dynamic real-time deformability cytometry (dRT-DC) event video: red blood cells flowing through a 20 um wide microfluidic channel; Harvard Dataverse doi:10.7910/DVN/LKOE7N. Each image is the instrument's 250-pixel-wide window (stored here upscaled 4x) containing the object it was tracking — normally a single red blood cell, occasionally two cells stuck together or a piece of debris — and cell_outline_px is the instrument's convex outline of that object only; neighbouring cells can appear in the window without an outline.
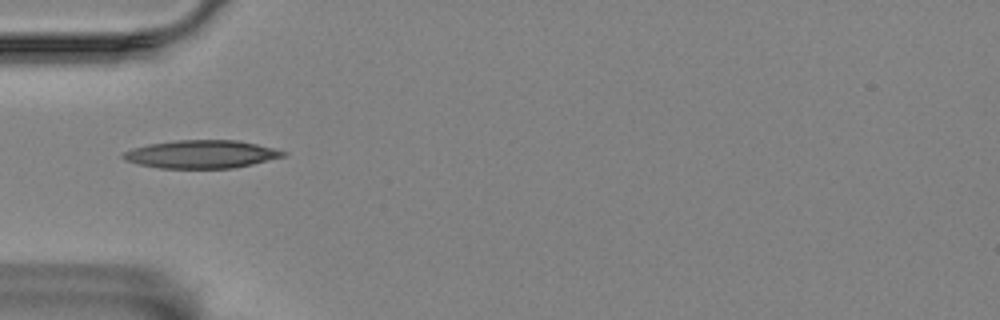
{"species": "Egyptian fruit bat (a non-hibernating species)", "species_latin": "Rousettus aegyptiacus", "temperature_condition": "room temperature", "stored_images_in_passage": 24, "camera_frame_rate_fps": 3000, "um_per_image_px": 0.085, "animal": {"sex": "female"}, "frame": {"image": 1, "passage_image": 1, "time_ms": 0.0, "image_size_px": [1000, 320], "cell_outline_px": [[288, 156], [252, 164], [232, 168], [160, 168], [140, 164], [124, 160], [120, 156], [124, 152], [132, 148], [148, 144], [176, 140], [236, 140], [256, 144], [288, 152]], "centroid_in_image_um": [17.12, 13.11], "position_along_channel_um": 67.9, "area_um2": 26.13}}
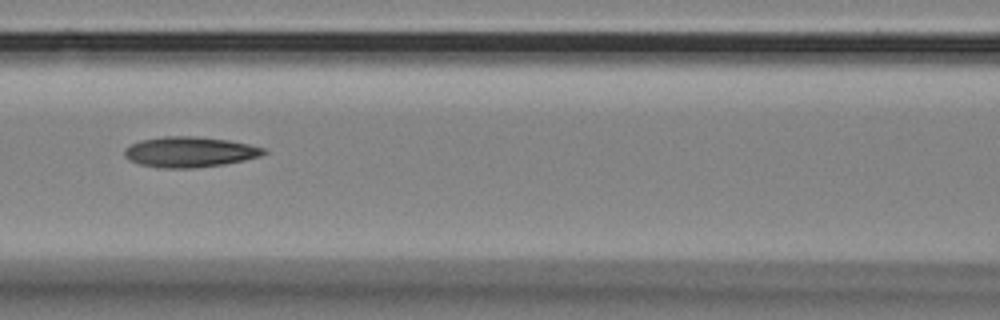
{"frame": {"image": 2, "passage_image": 8, "time_ms": 2.333, "image_size_px": [1000, 320], "cell_outline_px": [[268, 152], [260, 156], [244, 160], [224, 164], [192, 168], [156, 168], [140, 164], [128, 160], [124, 156], [124, 148], [140, 140], [164, 136], [196, 136], [228, 140], [248, 144], [264, 148]], "centroid_in_image_um": [16.09, 12.92], "position_along_channel_um": 150.5, "area_um2": 24.8}}
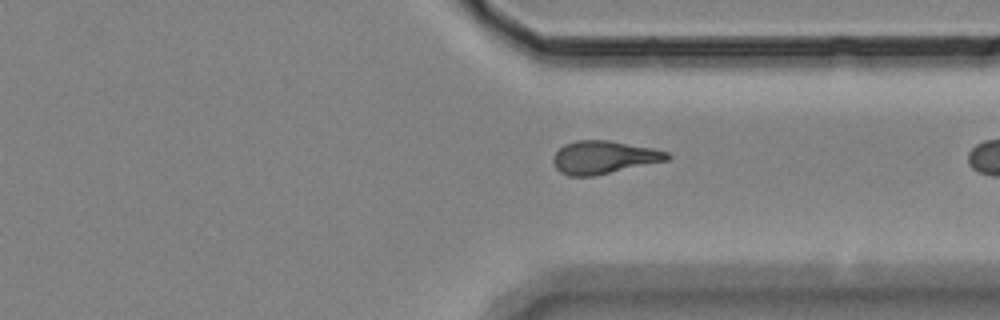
{"frame": {"image": 3, "passage_image": 23, "time_ms": 7.333, "image_size_px": [1000, 320], "cell_outline_px": [[672, 156], [668, 160], [592, 176], [568, 176], [560, 172], [556, 168], [552, 160], [556, 152], [564, 144], [576, 140], [608, 140], [652, 148], [668, 152]], "centroid_in_image_um": [51.31, 13.37], "position_along_channel_um": 360.1, "area_um2": 21.73}}